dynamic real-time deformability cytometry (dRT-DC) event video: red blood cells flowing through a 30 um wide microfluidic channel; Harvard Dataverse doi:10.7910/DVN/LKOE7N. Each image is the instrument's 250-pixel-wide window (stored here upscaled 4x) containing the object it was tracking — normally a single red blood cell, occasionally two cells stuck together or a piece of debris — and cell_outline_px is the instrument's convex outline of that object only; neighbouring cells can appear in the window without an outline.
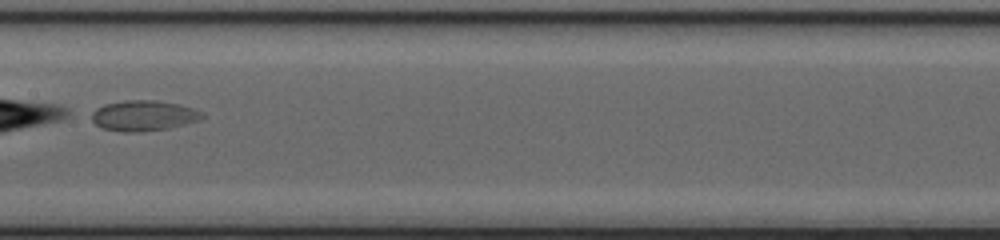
{"species": "common noctule bat (a hibernating species)", "species_latin": "Nyctalus noctula", "temperature_condition": "cold", "stored_images_in_passage": 30, "camera_frame_rate_fps": 3000, "um_per_image_px": 0.085, "animal": {"sex": "female", "body_mass_g": 20.0, "forearm_length_mm": 54.0}, "frame": {"image": 1, "passage_image": 12, "time_ms": 3.667, "image_size_px": [1000, 240], "cell_outline_px": [[204, 116], [200, 120], [168, 128], [140, 132], [120, 132], [100, 128], [92, 120], [88, 112], [104, 104], [124, 100], [156, 100], [180, 104], [204, 112]], "centroid_in_image_um": [12.15, 9.83], "position_along_channel_um": 195.2, "area_um2": 20.0}}
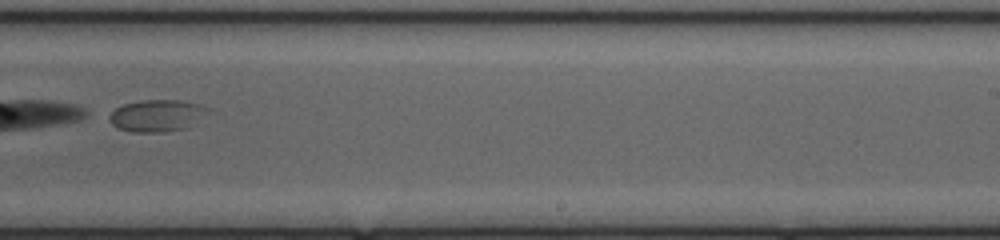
{"frame": {"image": 2, "passage_image": 18, "time_ms": 5.667, "image_size_px": [1000, 240], "cell_outline_px": [[208, 108], [184, 128], [164, 132], [132, 132], [116, 128], [104, 116], [116, 108], [124, 104], [140, 100], [184, 100], [200, 104]], "centroid_in_image_um": [13.17, 9.81], "position_along_channel_um": 275.8, "area_um2": 18.03}}
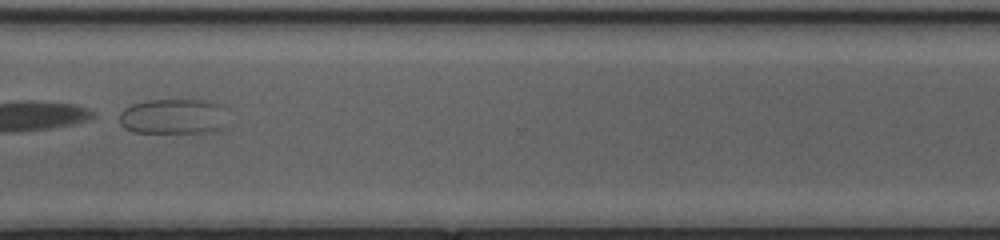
{"frame": {"image": 3, "passage_image": 24, "time_ms": 7.667, "image_size_px": [1000, 240], "cell_outline_px": [[224, 128], [212, 132], [132, 132], [124, 128], [120, 124], [120, 112], [124, 108], [132, 104], [144, 100], [212, 100], [220, 104]], "centroid_in_image_um": [14.67, 9.89], "position_along_channel_um": 355.9, "area_um2": 22.2}}